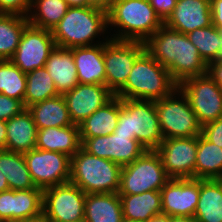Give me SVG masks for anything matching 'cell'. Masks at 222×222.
<instances>
[{"label": "cell", "mask_w": 222, "mask_h": 222, "mask_svg": "<svg viewBox=\"0 0 222 222\" xmlns=\"http://www.w3.org/2000/svg\"><path fill=\"white\" fill-rule=\"evenodd\" d=\"M70 49L73 51L78 82L105 85L104 42Z\"/></svg>", "instance_id": "cell-19"}, {"label": "cell", "mask_w": 222, "mask_h": 222, "mask_svg": "<svg viewBox=\"0 0 222 222\" xmlns=\"http://www.w3.org/2000/svg\"><path fill=\"white\" fill-rule=\"evenodd\" d=\"M198 136L164 139L155 150L170 178H195Z\"/></svg>", "instance_id": "cell-15"}, {"label": "cell", "mask_w": 222, "mask_h": 222, "mask_svg": "<svg viewBox=\"0 0 222 222\" xmlns=\"http://www.w3.org/2000/svg\"><path fill=\"white\" fill-rule=\"evenodd\" d=\"M177 88L168 69L145 50L134 62L126 84L115 96L156 101L167 97Z\"/></svg>", "instance_id": "cell-2"}, {"label": "cell", "mask_w": 222, "mask_h": 222, "mask_svg": "<svg viewBox=\"0 0 222 222\" xmlns=\"http://www.w3.org/2000/svg\"><path fill=\"white\" fill-rule=\"evenodd\" d=\"M170 179L158 153L146 150L132 163L122 167L118 195L160 191Z\"/></svg>", "instance_id": "cell-7"}, {"label": "cell", "mask_w": 222, "mask_h": 222, "mask_svg": "<svg viewBox=\"0 0 222 222\" xmlns=\"http://www.w3.org/2000/svg\"><path fill=\"white\" fill-rule=\"evenodd\" d=\"M8 222H43V217L27 218V219H15Z\"/></svg>", "instance_id": "cell-49"}, {"label": "cell", "mask_w": 222, "mask_h": 222, "mask_svg": "<svg viewBox=\"0 0 222 222\" xmlns=\"http://www.w3.org/2000/svg\"><path fill=\"white\" fill-rule=\"evenodd\" d=\"M23 155L36 187L46 189L69 182L71 157L67 154L35 148Z\"/></svg>", "instance_id": "cell-12"}, {"label": "cell", "mask_w": 222, "mask_h": 222, "mask_svg": "<svg viewBox=\"0 0 222 222\" xmlns=\"http://www.w3.org/2000/svg\"><path fill=\"white\" fill-rule=\"evenodd\" d=\"M59 95L48 71L43 68L26 73L24 106H29Z\"/></svg>", "instance_id": "cell-32"}, {"label": "cell", "mask_w": 222, "mask_h": 222, "mask_svg": "<svg viewBox=\"0 0 222 222\" xmlns=\"http://www.w3.org/2000/svg\"><path fill=\"white\" fill-rule=\"evenodd\" d=\"M160 193L162 214L193 217L200 194V179L171 178Z\"/></svg>", "instance_id": "cell-16"}, {"label": "cell", "mask_w": 222, "mask_h": 222, "mask_svg": "<svg viewBox=\"0 0 222 222\" xmlns=\"http://www.w3.org/2000/svg\"><path fill=\"white\" fill-rule=\"evenodd\" d=\"M107 20L121 28L113 39L143 43L164 24L149 0H114Z\"/></svg>", "instance_id": "cell-3"}, {"label": "cell", "mask_w": 222, "mask_h": 222, "mask_svg": "<svg viewBox=\"0 0 222 222\" xmlns=\"http://www.w3.org/2000/svg\"><path fill=\"white\" fill-rule=\"evenodd\" d=\"M123 213L118 193L86 194L84 222H122Z\"/></svg>", "instance_id": "cell-24"}, {"label": "cell", "mask_w": 222, "mask_h": 222, "mask_svg": "<svg viewBox=\"0 0 222 222\" xmlns=\"http://www.w3.org/2000/svg\"><path fill=\"white\" fill-rule=\"evenodd\" d=\"M55 46L51 31L28 24L10 61L24 73L43 68Z\"/></svg>", "instance_id": "cell-14"}, {"label": "cell", "mask_w": 222, "mask_h": 222, "mask_svg": "<svg viewBox=\"0 0 222 222\" xmlns=\"http://www.w3.org/2000/svg\"><path fill=\"white\" fill-rule=\"evenodd\" d=\"M220 37H221V47L217 53V60H222V30H220Z\"/></svg>", "instance_id": "cell-50"}, {"label": "cell", "mask_w": 222, "mask_h": 222, "mask_svg": "<svg viewBox=\"0 0 222 222\" xmlns=\"http://www.w3.org/2000/svg\"><path fill=\"white\" fill-rule=\"evenodd\" d=\"M107 28V12L87 6L69 7L51 33L57 47L73 48L92 46L93 39Z\"/></svg>", "instance_id": "cell-5"}, {"label": "cell", "mask_w": 222, "mask_h": 222, "mask_svg": "<svg viewBox=\"0 0 222 222\" xmlns=\"http://www.w3.org/2000/svg\"><path fill=\"white\" fill-rule=\"evenodd\" d=\"M63 96L71 121L79 125L94 111L109 102L115 94L106 85L79 83Z\"/></svg>", "instance_id": "cell-17"}, {"label": "cell", "mask_w": 222, "mask_h": 222, "mask_svg": "<svg viewBox=\"0 0 222 222\" xmlns=\"http://www.w3.org/2000/svg\"><path fill=\"white\" fill-rule=\"evenodd\" d=\"M120 98L114 96L103 107L94 111L79 124L80 138H92L112 134L118 125Z\"/></svg>", "instance_id": "cell-23"}, {"label": "cell", "mask_w": 222, "mask_h": 222, "mask_svg": "<svg viewBox=\"0 0 222 222\" xmlns=\"http://www.w3.org/2000/svg\"><path fill=\"white\" fill-rule=\"evenodd\" d=\"M164 24L183 34L208 27L212 25L211 1L177 0Z\"/></svg>", "instance_id": "cell-18"}, {"label": "cell", "mask_w": 222, "mask_h": 222, "mask_svg": "<svg viewBox=\"0 0 222 222\" xmlns=\"http://www.w3.org/2000/svg\"><path fill=\"white\" fill-rule=\"evenodd\" d=\"M169 222H198V220L190 216H169Z\"/></svg>", "instance_id": "cell-45"}, {"label": "cell", "mask_w": 222, "mask_h": 222, "mask_svg": "<svg viewBox=\"0 0 222 222\" xmlns=\"http://www.w3.org/2000/svg\"><path fill=\"white\" fill-rule=\"evenodd\" d=\"M212 12V24L222 30V0H210Z\"/></svg>", "instance_id": "cell-42"}, {"label": "cell", "mask_w": 222, "mask_h": 222, "mask_svg": "<svg viewBox=\"0 0 222 222\" xmlns=\"http://www.w3.org/2000/svg\"><path fill=\"white\" fill-rule=\"evenodd\" d=\"M30 4L31 0H0V14L27 17L29 12H33L30 9Z\"/></svg>", "instance_id": "cell-38"}, {"label": "cell", "mask_w": 222, "mask_h": 222, "mask_svg": "<svg viewBox=\"0 0 222 222\" xmlns=\"http://www.w3.org/2000/svg\"><path fill=\"white\" fill-rule=\"evenodd\" d=\"M37 10L27 16L30 25L52 31L69 9L65 0H31L30 9ZM35 13V14H34Z\"/></svg>", "instance_id": "cell-30"}, {"label": "cell", "mask_w": 222, "mask_h": 222, "mask_svg": "<svg viewBox=\"0 0 222 222\" xmlns=\"http://www.w3.org/2000/svg\"><path fill=\"white\" fill-rule=\"evenodd\" d=\"M15 220V190L0 192V221Z\"/></svg>", "instance_id": "cell-37"}, {"label": "cell", "mask_w": 222, "mask_h": 222, "mask_svg": "<svg viewBox=\"0 0 222 222\" xmlns=\"http://www.w3.org/2000/svg\"><path fill=\"white\" fill-rule=\"evenodd\" d=\"M122 222H140V221H137V220H131V219H123Z\"/></svg>", "instance_id": "cell-51"}, {"label": "cell", "mask_w": 222, "mask_h": 222, "mask_svg": "<svg viewBox=\"0 0 222 222\" xmlns=\"http://www.w3.org/2000/svg\"><path fill=\"white\" fill-rule=\"evenodd\" d=\"M85 199L71 182L43 189V221L84 222Z\"/></svg>", "instance_id": "cell-9"}, {"label": "cell", "mask_w": 222, "mask_h": 222, "mask_svg": "<svg viewBox=\"0 0 222 222\" xmlns=\"http://www.w3.org/2000/svg\"><path fill=\"white\" fill-rule=\"evenodd\" d=\"M0 170L6 176L9 189L27 190L38 188L31 178L23 153L1 150Z\"/></svg>", "instance_id": "cell-28"}, {"label": "cell", "mask_w": 222, "mask_h": 222, "mask_svg": "<svg viewBox=\"0 0 222 222\" xmlns=\"http://www.w3.org/2000/svg\"><path fill=\"white\" fill-rule=\"evenodd\" d=\"M29 24L27 17L0 14V60H10L17 50L21 35Z\"/></svg>", "instance_id": "cell-31"}, {"label": "cell", "mask_w": 222, "mask_h": 222, "mask_svg": "<svg viewBox=\"0 0 222 222\" xmlns=\"http://www.w3.org/2000/svg\"><path fill=\"white\" fill-rule=\"evenodd\" d=\"M36 148L72 157L81 148L79 125L38 129Z\"/></svg>", "instance_id": "cell-22"}, {"label": "cell", "mask_w": 222, "mask_h": 222, "mask_svg": "<svg viewBox=\"0 0 222 222\" xmlns=\"http://www.w3.org/2000/svg\"><path fill=\"white\" fill-rule=\"evenodd\" d=\"M44 67L53 79L59 95H64L79 84L73 51L70 48L55 46Z\"/></svg>", "instance_id": "cell-20"}, {"label": "cell", "mask_w": 222, "mask_h": 222, "mask_svg": "<svg viewBox=\"0 0 222 222\" xmlns=\"http://www.w3.org/2000/svg\"><path fill=\"white\" fill-rule=\"evenodd\" d=\"M146 222H169V216L160 214L157 216L152 217L151 219L147 220Z\"/></svg>", "instance_id": "cell-48"}, {"label": "cell", "mask_w": 222, "mask_h": 222, "mask_svg": "<svg viewBox=\"0 0 222 222\" xmlns=\"http://www.w3.org/2000/svg\"><path fill=\"white\" fill-rule=\"evenodd\" d=\"M123 219L146 222L162 214L160 191H147L141 194L119 195Z\"/></svg>", "instance_id": "cell-26"}, {"label": "cell", "mask_w": 222, "mask_h": 222, "mask_svg": "<svg viewBox=\"0 0 222 222\" xmlns=\"http://www.w3.org/2000/svg\"><path fill=\"white\" fill-rule=\"evenodd\" d=\"M195 178L222 179V148L208 141L202 134L198 136Z\"/></svg>", "instance_id": "cell-29"}, {"label": "cell", "mask_w": 222, "mask_h": 222, "mask_svg": "<svg viewBox=\"0 0 222 222\" xmlns=\"http://www.w3.org/2000/svg\"><path fill=\"white\" fill-rule=\"evenodd\" d=\"M70 7H86V0H65Z\"/></svg>", "instance_id": "cell-46"}, {"label": "cell", "mask_w": 222, "mask_h": 222, "mask_svg": "<svg viewBox=\"0 0 222 222\" xmlns=\"http://www.w3.org/2000/svg\"><path fill=\"white\" fill-rule=\"evenodd\" d=\"M207 74L222 88V60L209 63Z\"/></svg>", "instance_id": "cell-41"}, {"label": "cell", "mask_w": 222, "mask_h": 222, "mask_svg": "<svg viewBox=\"0 0 222 222\" xmlns=\"http://www.w3.org/2000/svg\"><path fill=\"white\" fill-rule=\"evenodd\" d=\"M178 88L202 126L222 117V88L207 73L184 80Z\"/></svg>", "instance_id": "cell-11"}, {"label": "cell", "mask_w": 222, "mask_h": 222, "mask_svg": "<svg viewBox=\"0 0 222 222\" xmlns=\"http://www.w3.org/2000/svg\"><path fill=\"white\" fill-rule=\"evenodd\" d=\"M122 167L80 148L72 157L70 180L85 194L118 193Z\"/></svg>", "instance_id": "cell-4"}, {"label": "cell", "mask_w": 222, "mask_h": 222, "mask_svg": "<svg viewBox=\"0 0 222 222\" xmlns=\"http://www.w3.org/2000/svg\"><path fill=\"white\" fill-rule=\"evenodd\" d=\"M176 94L180 95L181 99L177 100L174 96ZM155 105L164 139L194 137L202 133V125L187 96L179 88L167 97L156 100Z\"/></svg>", "instance_id": "cell-8"}, {"label": "cell", "mask_w": 222, "mask_h": 222, "mask_svg": "<svg viewBox=\"0 0 222 222\" xmlns=\"http://www.w3.org/2000/svg\"><path fill=\"white\" fill-rule=\"evenodd\" d=\"M38 129L74 125L63 95L37 102L27 108Z\"/></svg>", "instance_id": "cell-25"}, {"label": "cell", "mask_w": 222, "mask_h": 222, "mask_svg": "<svg viewBox=\"0 0 222 222\" xmlns=\"http://www.w3.org/2000/svg\"><path fill=\"white\" fill-rule=\"evenodd\" d=\"M193 217L198 222H222V179H200V194Z\"/></svg>", "instance_id": "cell-27"}, {"label": "cell", "mask_w": 222, "mask_h": 222, "mask_svg": "<svg viewBox=\"0 0 222 222\" xmlns=\"http://www.w3.org/2000/svg\"><path fill=\"white\" fill-rule=\"evenodd\" d=\"M177 0H149L159 17L165 21L176 6Z\"/></svg>", "instance_id": "cell-40"}, {"label": "cell", "mask_w": 222, "mask_h": 222, "mask_svg": "<svg viewBox=\"0 0 222 222\" xmlns=\"http://www.w3.org/2000/svg\"><path fill=\"white\" fill-rule=\"evenodd\" d=\"M38 128L26 108L6 121V150L25 153L36 148Z\"/></svg>", "instance_id": "cell-21"}, {"label": "cell", "mask_w": 222, "mask_h": 222, "mask_svg": "<svg viewBox=\"0 0 222 222\" xmlns=\"http://www.w3.org/2000/svg\"><path fill=\"white\" fill-rule=\"evenodd\" d=\"M6 121L0 120V151L6 150Z\"/></svg>", "instance_id": "cell-44"}, {"label": "cell", "mask_w": 222, "mask_h": 222, "mask_svg": "<svg viewBox=\"0 0 222 222\" xmlns=\"http://www.w3.org/2000/svg\"><path fill=\"white\" fill-rule=\"evenodd\" d=\"M80 141L81 148L87 153L109 159L121 167L132 163L146 151L135 139V135L112 133L107 136L80 138Z\"/></svg>", "instance_id": "cell-13"}, {"label": "cell", "mask_w": 222, "mask_h": 222, "mask_svg": "<svg viewBox=\"0 0 222 222\" xmlns=\"http://www.w3.org/2000/svg\"><path fill=\"white\" fill-rule=\"evenodd\" d=\"M144 44L145 50L168 69L177 85H180L184 80L207 73L208 65L187 35L171 29L165 24Z\"/></svg>", "instance_id": "cell-1"}, {"label": "cell", "mask_w": 222, "mask_h": 222, "mask_svg": "<svg viewBox=\"0 0 222 222\" xmlns=\"http://www.w3.org/2000/svg\"><path fill=\"white\" fill-rule=\"evenodd\" d=\"M113 133L135 135L146 150H156L164 137L155 101L120 98L118 125Z\"/></svg>", "instance_id": "cell-6"}, {"label": "cell", "mask_w": 222, "mask_h": 222, "mask_svg": "<svg viewBox=\"0 0 222 222\" xmlns=\"http://www.w3.org/2000/svg\"><path fill=\"white\" fill-rule=\"evenodd\" d=\"M25 109L22 101L0 93V120L8 121Z\"/></svg>", "instance_id": "cell-36"}, {"label": "cell", "mask_w": 222, "mask_h": 222, "mask_svg": "<svg viewBox=\"0 0 222 222\" xmlns=\"http://www.w3.org/2000/svg\"><path fill=\"white\" fill-rule=\"evenodd\" d=\"M43 216V189L15 190V219Z\"/></svg>", "instance_id": "cell-35"}, {"label": "cell", "mask_w": 222, "mask_h": 222, "mask_svg": "<svg viewBox=\"0 0 222 222\" xmlns=\"http://www.w3.org/2000/svg\"><path fill=\"white\" fill-rule=\"evenodd\" d=\"M114 0H86L87 7H93L108 13Z\"/></svg>", "instance_id": "cell-43"}, {"label": "cell", "mask_w": 222, "mask_h": 222, "mask_svg": "<svg viewBox=\"0 0 222 222\" xmlns=\"http://www.w3.org/2000/svg\"><path fill=\"white\" fill-rule=\"evenodd\" d=\"M144 51L143 42L110 38L104 43L105 85L114 94L126 84L134 62Z\"/></svg>", "instance_id": "cell-10"}, {"label": "cell", "mask_w": 222, "mask_h": 222, "mask_svg": "<svg viewBox=\"0 0 222 222\" xmlns=\"http://www.w3.org/2000/svg\"><path fill=\"white\" fill-rule=\"evenodd\" d=\"M186 35L197 47L199 55L207 65L217 61V53L221 47L220 29L212 24L205 28L195 29Z\"/></svg>", "instance_id": "cell-33"}, {"label": "cell", "mask_w": 222, "mask_h": 222, "mask_svg": "<svg viewBox=\"0 0 222 222\" xmlns=\"http://www.w3.org/2000/svg\"><path fill=\"white\" fill-rule=\"evenodd\" d=\"M5 177L6 176H4L3 172L0 170V192L9 190V185Z\"/></svg>", "instance_id": "cell-47"}, {"label": "cell", "mask_w": 222, "mask_h": 222, "mask_svg": "<svg viewBox=\"0 0 222 222\" xmlns=\"http://www.w3.org/2000/svg\"><path fill=\"white\" fill-rule=\"evenodd\" d=\"M26 73L10 60H0V93L24 102Z\"/></svg>", "instance_id": "cell-34"}, {"label": "cell", "mask_w": 222, "mask_h": 222, "mask_svg": "<svg viewBox=\"0 0 222 222\" xmlns=\"http://www.w3.org/2000/svg\"><path fill=\"white\" fill-rule=\"evenodd\" d=\"M208 141L222 148V117L202 126L201 133Z\"/></svg>", "instance_id": "cell-39"}]
</instances>
